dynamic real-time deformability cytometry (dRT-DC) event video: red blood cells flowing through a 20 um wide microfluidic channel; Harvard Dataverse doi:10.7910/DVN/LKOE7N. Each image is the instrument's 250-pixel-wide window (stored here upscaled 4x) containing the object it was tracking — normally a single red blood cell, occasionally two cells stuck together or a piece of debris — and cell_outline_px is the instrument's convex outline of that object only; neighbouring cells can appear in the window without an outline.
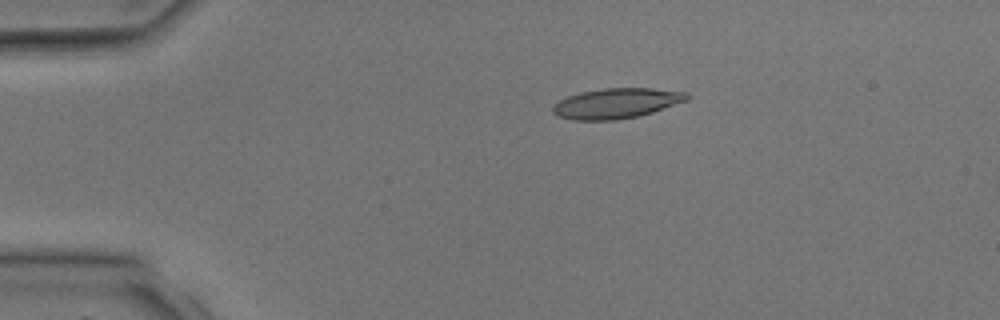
{"species": "common noctule bat (a hibernating species)", "species_latin": "Nyctalus noctula", "temperature_condition": "room temperature", "stored_images_in_passage": 3, "camera_frame_rate_fps": 3000, "um_per_image_px": 0.085, "animal": {"sex": "male", "body_mass_g": 17.9, "forearm_length_mm": 54.2}, "frame": {"image": 1, "passage_image": 1, "time_ms": 0.0, "image_size_px": [1000, 320], "cell_outline_px": [[692, 96], [688, 100], [640, 116], [616, 120], [572, 120], [560, 116], [552, 112], [552, 108], [560, 100], [568, 96], [580, 92], [604, 88], [652, 88], [688, 92]], "centroid_in_image_um": [52.44, 8.78], "position_along_channel_um": 32.6, "area_um2": 23.64}}